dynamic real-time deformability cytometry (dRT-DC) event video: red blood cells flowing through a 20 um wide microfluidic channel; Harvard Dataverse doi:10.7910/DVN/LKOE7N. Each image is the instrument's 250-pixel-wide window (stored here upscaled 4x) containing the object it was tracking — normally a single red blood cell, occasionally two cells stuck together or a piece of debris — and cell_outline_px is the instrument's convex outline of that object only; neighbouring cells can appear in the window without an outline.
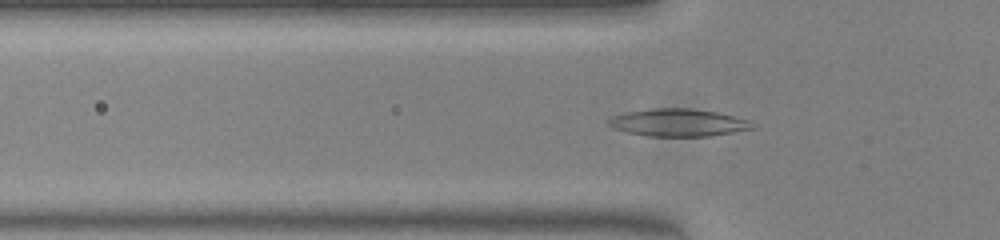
{"species": "common noctule bat (a hibernating species)", "species_latin": "Nyctalus noctula", "temperature_condition": "warm", "stored_images_in_passage": 39, "camera_frame_rate_fps": 3000, "um_per_image_px": 0.085, "animal": {"sex": "female", "body_mass_g": 23.0, "forearm_length_mm": 53.4}, "frame": {"image": 1, "passage_image": 3, "time_ms": 0.667, "image_size_px": [1000, 240], "cell_outline_px": [[752, 128], [712, 136], [648, 136], [628, 132], [612, 128], [608, 124], [608, 120], [612, 116], [624, 112], [652, 108], [688, 108], [716, 112], [748, 120]], "centroid_in_image_um": [57.56, 10.42], "position_along_channel_um": 68.2, "area_um2": 22.77}}
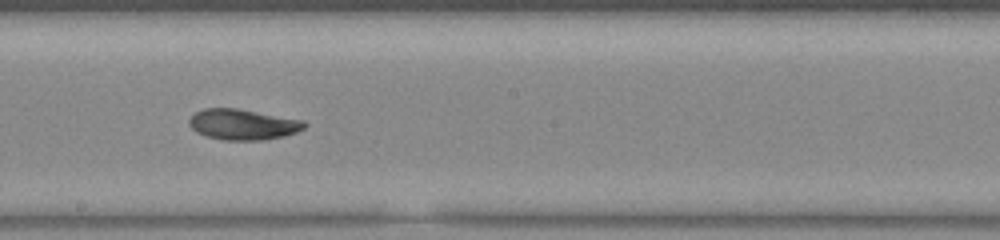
{"frame": {"image": 2, "passage_image": 15, "time_ms": 4.667, "image_size_px": [1000, 240], "cell_outline_px": [[308, 124], [304, 128], [296, 132], [284, 136], [264, 140], [224, 140], [208, 136], [196, 132], [188, 124], [188, 120], [196, 112], [204, 108], [236, 108], [304, 120]], "centroid_in_image_um": [20.66, 10.57], "position_along_channel_um": 227.5, "area_um2": 20.58}}
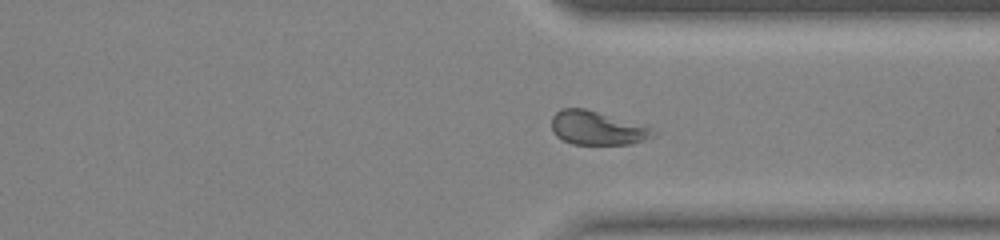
{"frame": {"image": 3, "passage_image": 25, "time_ms": 8.0, "image_size_px": [1000, 240], "cell_outline_px": [[660, 132], [656, 136], [632, 144], [572, 144], [556, 136], [552, 132], [552, 116], [560, 108], [584, 108], [648, 128]], "centroid_in_image_um": [50.71, 10.9], "position_along_channel_um": 360.7, "area_um2": 19.59}, "authors_computed_cell_mechanics": {"area_um2": 20.6924, "velocity_mm_per_s": 3.982, "shape_relaxation_time_tau1_ms": 7.8305, "shape_relaxation_time_tau2_ms": 3.7679, "deformation_change_tau1": 0.1972, "deformation_change_tau2": 0.0811}}